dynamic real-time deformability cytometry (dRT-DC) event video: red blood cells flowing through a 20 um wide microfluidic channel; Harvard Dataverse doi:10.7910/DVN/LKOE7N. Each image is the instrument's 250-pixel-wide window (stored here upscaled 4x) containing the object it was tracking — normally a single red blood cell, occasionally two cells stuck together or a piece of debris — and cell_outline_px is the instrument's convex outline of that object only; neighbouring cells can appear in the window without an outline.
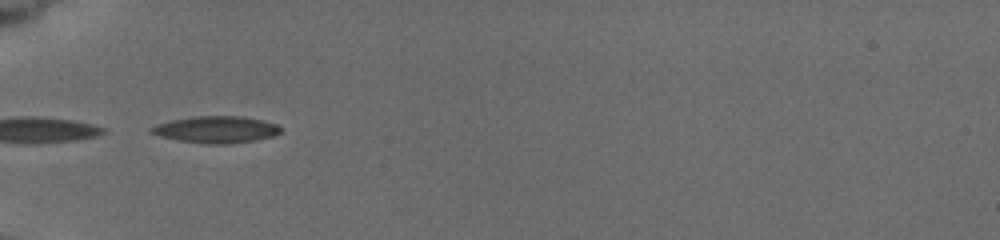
{"species": "common noctule bat (a hibernating species)", "species_latin": "Nyctalus noctula", "temperature_condition": "cold", "stored_images_in_passage": 3, "camera_frame_rate_fps": 3000, "um_per_image_px": 0.085, "animal": {"sex": "female", "body_mass_g": 19.5, "forearm_length_mm": 54.1}, "frame": {"image": 1, "passage_image": 2, "time_ms": 1.333, "image_size_px": [1000, 240], "cell_outline_px": [[280, 132], [272, 136], [256, 140], [224, 144], [208, 144], [180, 140], [160, 136], [148, 132], [148, 128], [156, 124], [172, 120], [192, 116], [244, 116], [264, 120], [276, 124], [280, 128]], "centroid_in_image_um": [18.34, 11.0], "position_along_channel_um": 66.7, "area_um2": 20.17}}
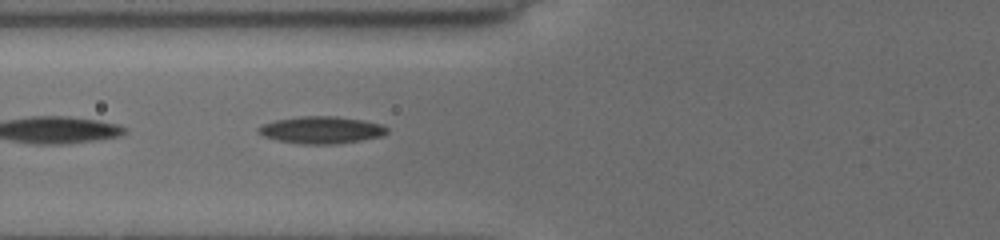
{"frame": {"image": 2, "passage_image": 3, "time_ms": 2.333, "image_size_px": [1000, 240], "cell_outline_px": [[388, 132], [380, 136], [360, 140], [336, 144], [300, 144], [276, 140], [264, 136], [256, 132], [256, 128], [260, 124], [276, 120], [300, 116], [336, 116], [360, 120], [380, 124], [388, 128]], "centroid_in_image_um": [27.24, 11.05], "position_along_channel_um": 98.6, "area_um2": 20.35}}